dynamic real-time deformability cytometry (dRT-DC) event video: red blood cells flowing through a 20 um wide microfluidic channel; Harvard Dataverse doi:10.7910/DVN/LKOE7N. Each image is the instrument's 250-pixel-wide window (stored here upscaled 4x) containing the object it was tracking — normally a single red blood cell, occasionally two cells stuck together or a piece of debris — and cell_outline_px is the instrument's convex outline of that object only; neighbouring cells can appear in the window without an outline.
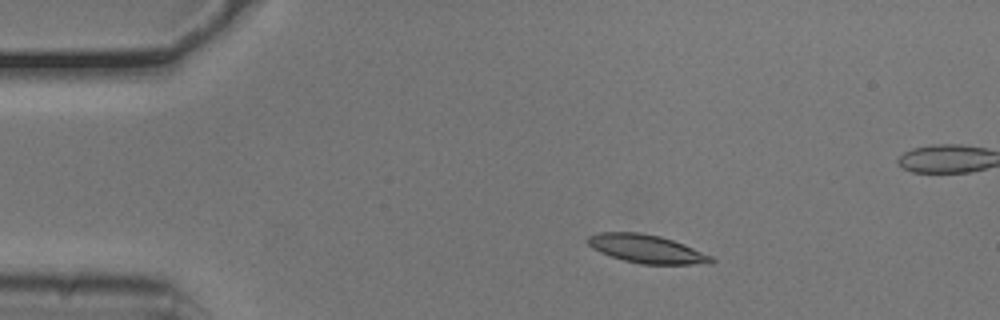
{"species": "common noctule bat (a hibernating species)", "species_latin": "Nyctalus noctula", "temperature_condition": "cold", "stored_images_in_passage": 46, "segment_of_instrument_passage": [1, 2], "camera_frame_rate_fps": 3000, "um_per_image_px": 0.085, "animal": {"sex": "male", "body_mass_g": 20.5, "forearm_length_mm": 52.5}, "frame": {"image": 1, "passage_image": 1, "time_ms": 0.0, "image_size_px": [1000, 320], "cell_outline_px": [[716, 260], [712, 264], [640, 264], [624, 260], [600, 252], [592, 248], [584, 240], [588, 236], [596, 232], [640, 232], [660, 236], [684, 244], [712, 256]], "centroid_in_image_um": [54.95, 21.15], "position_along_channel_um": 30.1, "area_um2": 20.52}}
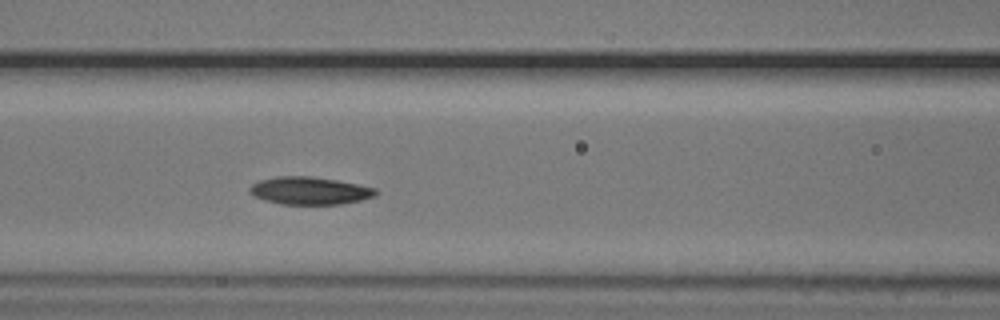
{"frame": {"image": 2, "passage_image": 14, "time_ms": 4.333, "image_size_px": [1000, 320], "cell_outline_px": [[380, 192], [376, 196], [360, 200], [340, 204], [280, 204], [264, 200], [248, 192], [248, 188], [252, 184], [260, 180], [276, 176], [308, 176], [336, 180], [376, 188]], "centroid_in_image_um": [26.32, 16.21], "position_along_channel_um": 140.3, "area_um2": 20.29}}
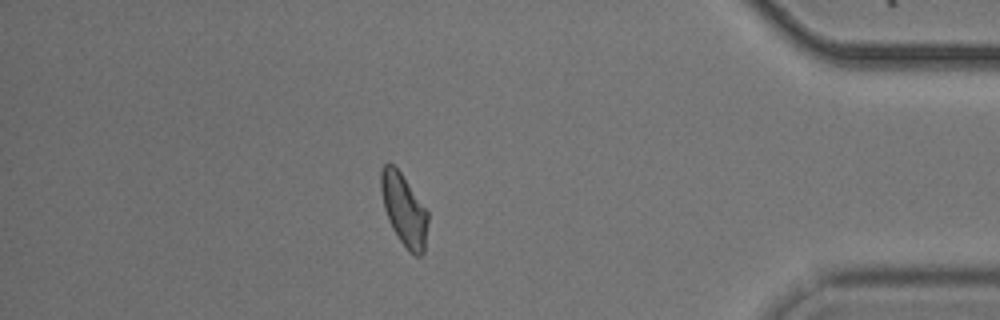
{"frame": {"image": 3, "passage_image": 38, "time_ms": 12.333, "image_size_px": [1000, 320], "cell_outline_px": [[428, 220], [424, 252], [420, 256], [416, 256], [408, 252], [392, 228], [388, 220], [384, 208], [380, 188], [380, 172], [384, 164], [392, 164], [400, 172], [428, 212]], "centroid_in_image_um": [34.33, 17.86], "position_along_channel_um": 400.9, "area_um2": 19.48}}